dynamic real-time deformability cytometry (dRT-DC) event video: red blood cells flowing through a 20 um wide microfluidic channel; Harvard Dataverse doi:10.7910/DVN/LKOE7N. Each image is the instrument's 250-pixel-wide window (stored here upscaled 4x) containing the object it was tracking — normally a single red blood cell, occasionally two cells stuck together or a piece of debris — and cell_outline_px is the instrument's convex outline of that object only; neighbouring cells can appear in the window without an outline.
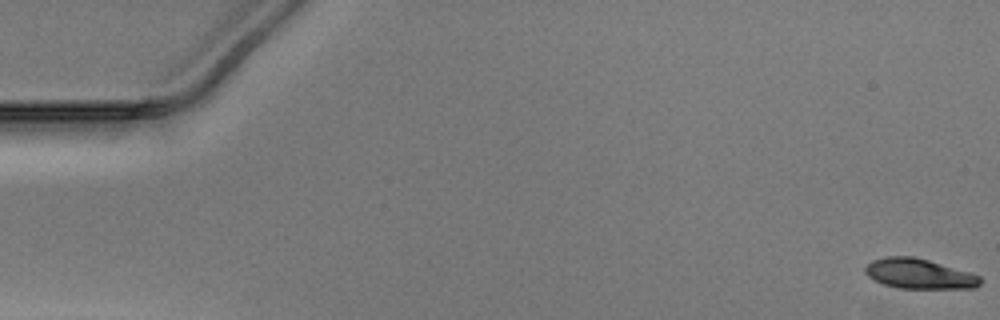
{"species": "Egyptian fruit bat (a non-hibernating species)", "species_latin": "Rousettus aegyptiacus", "temperature_condition": "warm", "stored_images_in_passage": 46, "camera_frame_rate_fps": 3000, "um_per_image_px": 0.085, "animal": {"sex": "male"}, "frame": {"image": 1, "passage_image": 1, "time_ms": 0.0, "image_size_px": [1000, 320], "cell_outline_px": [[980, 284], [976, 288], [900, 288], [884, 284], [872, 280], [864, 272], [864, 268], [872, 260], [888, 256], [912, 256], [928, 260], [968, 272], [980, 276]], "centroid_in_image_um": [78.08, 23.27], "position_along_channel_um": 6.9, "area_um2": 19.94}}
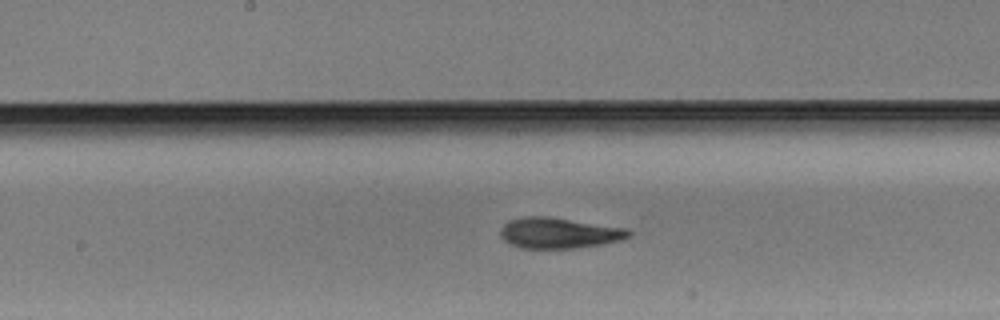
{"frame": {"image": 2, "passage_image": 27, "time_ms": 8.667, "image_size_px": [1000, 320], "cell_outline_px": [[632, 232], [628, 236], [620, 240], [600, 244], [572, 248], [520, 248], [504, 240], [500, 236], [500, 228], [508, 220], [524, 216], [548, 216], [628, 228]], "centroid_in_image_um": [47.48, 19.79], "position_along_channel_um": 200.7, "area_um2": 22.95}}
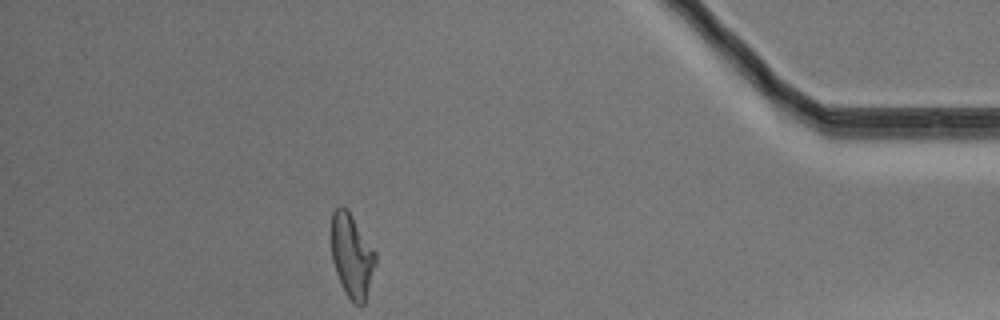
{"frame": {"image": 3, "passage_image": 46, "time_ms": 15.0, "image_size_px": [1000, 320], "cell_outline_px": [[376, 264], [364, 304], [356, 304], [344, 292], [336, 272], [332, 260], [332, 212], [340, 204], [348, 208], [376, 252]], "centroid_in_image_um": [29.91, 21.69], "position_along_channel_um": 405.3, "area_um2": 21.56}}